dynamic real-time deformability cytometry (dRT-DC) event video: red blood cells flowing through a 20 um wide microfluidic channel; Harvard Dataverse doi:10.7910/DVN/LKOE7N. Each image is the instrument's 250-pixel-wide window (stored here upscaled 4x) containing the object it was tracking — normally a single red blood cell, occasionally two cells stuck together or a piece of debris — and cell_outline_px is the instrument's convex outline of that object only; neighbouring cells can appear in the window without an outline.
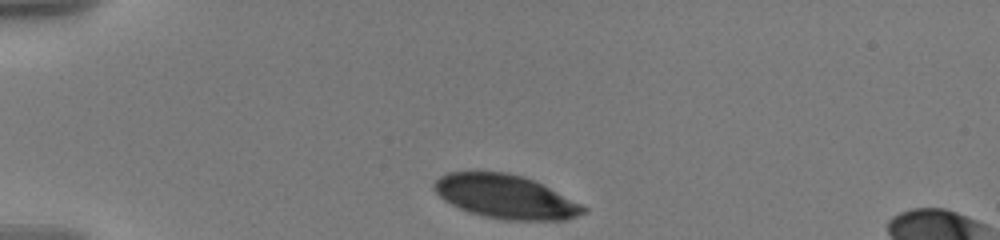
{"species": "human", "species_latin": "Homo sapiens", "temperature_condition": "warm", "stored_images_in_passage": 23, "camera_frame_rate_fps": 3000, "um_per_image_px": 0.085, "donor": {"sex": "male"}, "frame": {"image": 1, "passage_image": 1, "time_ms": 0.0, "image_size_px": [1000, 240], "cell_outline_px": [[588, 212], [568, 220], [504, 220], [480, 216], [468, 212], [444, 200], [432, 188], [432, 184], [440, 176], [448, 172], [508, 172], [524, 176], [588, 208]], "centroid_in_image_um": [42.95, 16.73], "position_along_channel_um": 42.1, "area_um2": 37.92}}
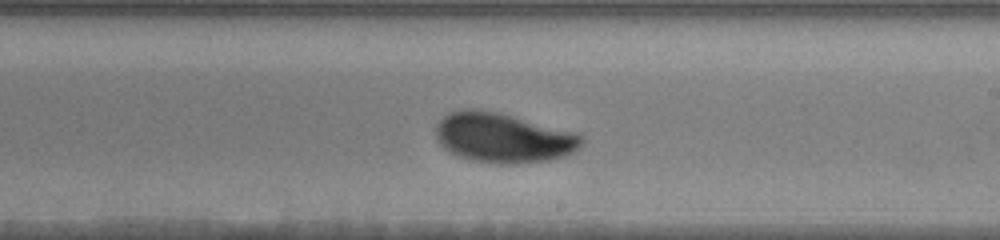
{"frame": {"image": 2, "passage_image": 14, "time_ms": 7.0, "image_size_px": [1000, 240], "cell_outline_px": [[584, 144], [580, 148], [564, 156], [548, 160], [512, 164], [500, 164], [472, 160], [460, 156], [444, 148], [440, 144], [436, 136], [436, 124], [448, 112], [468, 108], [480, 108], [500, 112], [580, 132], [584, 136]], "centroid_in_image_um": [42.83, 11.68], "position_along_channel_um": 246.2, "area_um2": 42.95}}
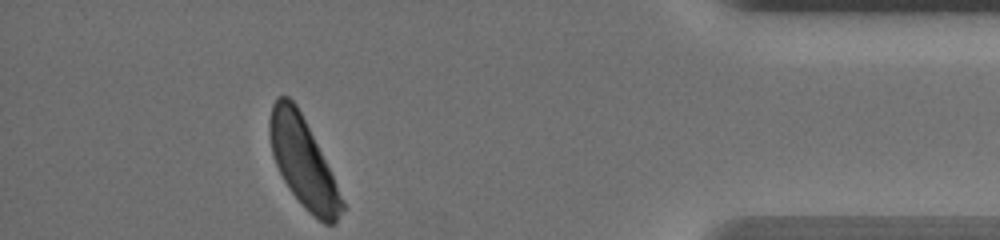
{"frame": {"image": 3, "passage_image": 23, "time_ms": 12.667, "image_size_px": [1000, 240], "cell_outline_px": [[344, 208], [336, 220], [332, 224], [324, 224], [308, 212], [292, 192], [284, 180], [276, 164], [272, 152], [268, 132], [268, 120], [272, 104], [276, 96], [288, 96], [296, 104], [332, 176], [344, 204]], "centroid_in_image_um": [25.71, 13.76], "position_along_channel_um": 409.5, "area_um2": 36.53}, "authors_computed_cell_mechanics": {"area_um2": 41.1536, "velocity_mm_per_s": 3.5394, "shape_relaxation_time_tau1_ms": 2.5631, "shape_relaxation_time_tau2_ms": null, "deformation_change_tau1": 0.1143, "deformation_change_tau2": null}}